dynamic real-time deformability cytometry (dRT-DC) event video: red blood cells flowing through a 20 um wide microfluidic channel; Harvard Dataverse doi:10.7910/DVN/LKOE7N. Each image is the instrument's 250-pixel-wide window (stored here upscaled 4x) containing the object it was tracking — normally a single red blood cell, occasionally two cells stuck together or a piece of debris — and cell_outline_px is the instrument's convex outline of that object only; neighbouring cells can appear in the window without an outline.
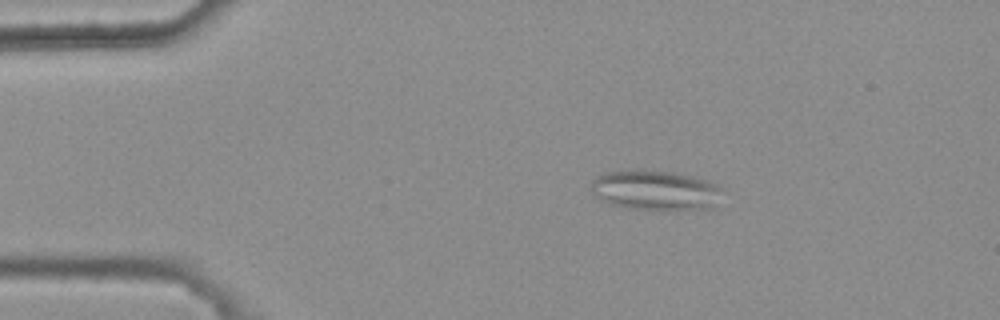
{"species": "common noctule bat (a hibernating species)", "species_latin": "Nyctalus noctula", "temperature_condition": "warm", "stored_images_in_passage": 8, "camera_frame_rate_fps": 3000, "um_per_image_px": 0.085, "animal": {"sex": "female", "body_mass_g": 25.1}, "frame": {"image": 1, "passage_image": 2, "time_ms": 0.333, "image_size_px": [1000, 320], "cell_outline_px": [[720, 188], [716, 208], [628, 208], [612, 204], [600, 200], [592, 192], [592, 180], [604, 172], [672, 172], [692, 176], [708, 180], [716, 184]], "centroid_in_image_um": [55.71, 16.18], "position_along_channel_um": 29.3, "area_um2": 29.25}}
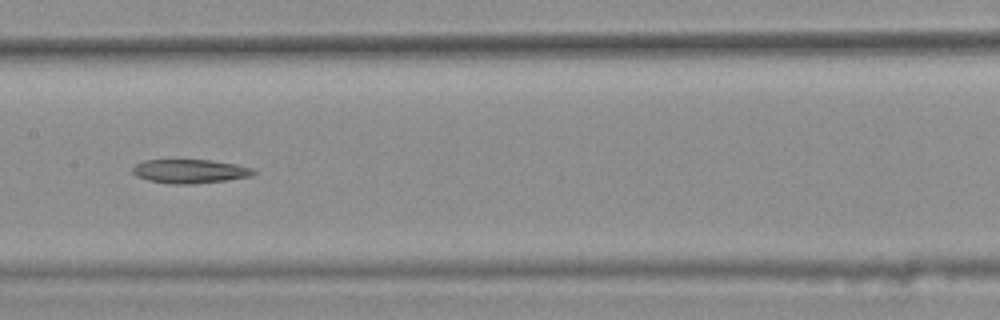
{"frame": {"image": 2, "passage_image": 6, "time_ms": 1.667, "image_size_px": [1000, 320], "cell_outline_px": [[256, 172], [252, 176], [224, 180], [192, 184], [168, 184], [148, 180], [136, 176], [132, 172], [132, 168], [136, 164], [144, 160], [208, 160], [236, 164], [252, 168]], "centroid_in_image_um": [16.11, 14.56], "position_along_channel_um": 191.3, "area_um2": 16.76}}
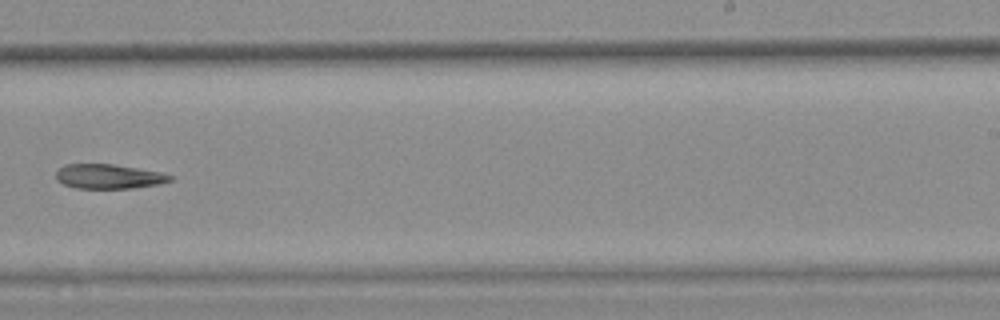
{"frame": {"image": 3, "passage_image": 8, "time_ms": 2.333, "image_size_px": [1000, 320], "cell_outline_px": [[172, 180], [160, 184], [136, 188], [76, 188], [64, 184], [56, 180], [56, 172], [64, 164], [112, 164], [160, 172], [172, 176]], "centroid_in_image_um": [9.23, 15.0], "position_along_channel_um": 279.8, "area_um2": 16.24}}